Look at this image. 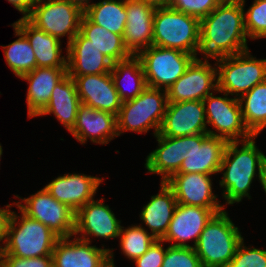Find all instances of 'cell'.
<instances>
[{
    "instance_id": "1",
    "label": "cell",
    "mask_w": 266,
    "mask_h": 267,
    "mask_svg": "<svg viewBox=\"0 0 266 267\" xmlns=\"http://www.w3.org/2000/svg\"><path fill=\"white\" fill-rule=\"evenodd\" d=\"M245 0H223L200 20L199 54L217 59L249 50L244 26Z\"/></svg>"
},
{
    "instance_id": "2",
    "label": "cell",
    "mask_w": 266,
    "mask_h": 267,
    "mask_svg": "<svg viewBox=\"0 0 266 267\" xmlns=\"http://www.w3.org/2000/svg\"><path fill=\"white\" fill-rule=\"evenodd\" d=\"M256 137L226 144L219 171L223 174L219 185L226 206L242 202L246 197L251 199V184L255 176L260 179L266 167V155L256 146Z\"/></svg>"
},
{
    "instance_id": "3",
    "label": "cell",
    "mask_w": 266,
    "mask_h": 267,
    "mask_svg": "<svg viewBox=\"0 0 266 267\" xmlns=\"http://www.w3.org/2000/svg\"><path fill=\"white\" fill-rule=\"evenodd\" d=\"M224 209L207 222L194 249L203 267H227L244 239Z\"/></svg>"
},
{
    "instance_id": "4",
    "label": "cell",
    "mask_w": 266,
    "mask_h": 267,
    "mask_svg": "<svg viewBox=\"0 0 266 267\" xmlns=\"http://www.w3.org/2000/svg\"><path fill=\"white\" fill-rule=\"evenodd\" d=\"M200 20L168 7H158L153 19V46L199 56ZM198 55V56H197Z\"/></svg>"
},
{
    "instance_id": "5",
    "label": "cell",
    "mask_w": 266,
    "mask_h": 267,
    "mask_svg": "<svg viewBox=\"0 0 266 267\" xmlns=\"http://www.w3.org/2000/svg\"><path fill=\"white\" fill-rule=\"evenodd\" d=\"M12 212L7 239L0 255L36 258L52 255L59 237L46 225L24 214Z\"/></svg>"
},
{
    "instance_id": "6",
    "label": "cell",
    "mask_w": 266,
    "mask_h": 267,
    "mask_svg": "<svg viewBox=\"0 0 266 267\" xmlns=\"http://www.w3.org/2000/svg\"><path fill=\"white\" fill-rule=\"evenodd\" d=\"M168 104L167 90L146 87L135 99L122 102L117 115V132L147 133L156 136L162 126Z\"/></svg>"
},
{
    "instance_id": "7",
    "label": "cell",
    "mask_w": 266,
    "mask_h": 267,
    "mask_svg": "<svg viewBox=\"0 0 266 267\" xmlns=\"http://www.w3.org/2000/svg\"><path fill=\"white\" fill-rule=\"evenodd\" d=\"M215 60L217 90L235 98L266 81V59H257L249 50Z\"/></svg>"
},
{
    "instance_id": "8",
    "label": "cell",
    "mask_w": 266,
    "mask_h": 267,
    "mask_svg": "<svg viewBox=\"0 0 266 267\" xmlns=\"http://www.w3.org/2000/svg\"><path fill=\"white\" fill-rule=\"evenodd\" d=\"M142 63L146 85L167 90L195 59L192 54L151 45L137 55Z\"/></svg>"
},
{
    "instance_id": "9",
    "label": "cell",
    "mask_w": 266,
    "mask_h": 267,
    "mask_svg": "<svg viewBox=\"0 0 266 267\" xmlns=\"http://www.w3.org/2000/svg\"><path fill=\"white\" fill-rule=\"evenodd\" d=\"M84 11L67 0H36L27 18L38 29L59 40L67 36V45L80 32Z\"/></svg>"
},
{
    "instance_id": "10",
    "label": "cell",
    "mask_w": 266,
    "mask_h": 267,
    "mask_svg": "<svg viewBox=\"0 0 266 267\" xmlns=\"http://www.w3.org/2000/svg\"><path fill=\"white\" fill-rule=\"evenodd\" d=\"M217 92L223 95L217 96L213 92L203 100L207 125L213 128H209L207 134L223 138L227 142L251 138L253 135L244 124L239 99L219 90Z\"/></svg>"
},
{
    "instance_id": "11",
    "label": "cell",
    "mask_w": 266,
    "mask_h": 267,
    "mask_svg": "<svg viewBox=\"0 0 266 267\" xmlns=\"http://www.w3.org/2000/svg\"><path fill=\"white\" fill-rule=\"evenodd\" d=\"M14 197L20 199L16 202V208L46 225L59 238L74 236L75 212L52 197L44 187L27 198Z\"/></svg>"
},
{
    "instance_id": "12",
    "label": "cell",
    "mask_w": 266,
    "mask_h": 267,
    "mask_svg": "<svg viewBox=\"0 0 266 267\" xmlns=\"http://www.w3.org/2000/svg\"><path fill=\"white\" fill-rule=\"evenodd\" d=\"M227 141L209 134L180 137L181 167L177 173L217 175Z\"/></svg>"
},
{
    "instance_id": "13",
    "label": "cell",
    "mask_w": 266,
    "mask_h": 267,
    "mask_svg": "<svg viewBox=\"0 0 266 267\" xmlns=\"http://www.w3.org/2000/svg\"><path fill=\"white\" fill-rule=\"evenodd\" d=\"M217 92V67L209 59L195 58L184 74L167 89L168 102L203 101Z\"/></svg>"
},
{
    "instance_id": "14",
    "label": "cell",
    "mask_w": 266,
    "mask_h": 267,
    "mask_svg": "<svg viewBox=\"0 0 266 267\" xmlns=\"http://www.w3.org/2000/svg\"><path fill=\"white\" fill-rule=\"evenodd\" d=\"M113 250L74 236L59 238L52 252L53 267H116Z\"/></svg>"
},
{
    "instance_id": "15",
    "label": "cell",
    "mask_w": 266,
    "mask_h": 267,
    "mask_svg": "<svg viewBox=\"0 0 266 267\" xmlns=\"http://www.w3.org/2000/svg\"><path fill=\"white\" fill-rule=\"evenodd\" d=\"M105 198L91 200L75 213L74 237L91 242L90 237L101 240L118 238L121 231V220H118ZM78 235V236H77ZM80 236V237H79Z\"/></svg>"
},
{
    "instance_id": "16",
    "label": "cell",
    "mask_w": 266,
    "mask_h": 267,
    "mask_svg": "<svg viewBox=\"0 0 266 267\" xmlns=\"http://www.w3.org/2000/svg\"><path fill=\"white\" fill-rule=\"evenodd\" d=\"M211 176L201 173H175L165 183L173 190L178 204L211 209L215 214L225 209L212 191Z\"/></svg>"
},
{
    "instance_id": "17",
    "label": "cell",
    "mask_w": 266,
    "mask_h": 267,
    "mask_svg": "<svg viewBox=\"0 0 266 267\" xmlns=\"http://www.w3.org/2000/svg\"><path fill=\"white\" fill-rule=\"evenodd\" d=\"M207 130L203 101L168 102L159 134L182 137L207 134Z\"/></svg>"
},
{
    "instance_id": "18",
    "label": "cell",
    "mask_w": 266,
    "mask_h": 267,
    "mask_svg": "<svg viewBox=\"0 0 266 267\" xmlns=\"http://www.w3.org/2000/svg\"><path fill=\"white\" fill-rule=\"evenodd\" d=\"M104 178L83 173H66L57 176L44 188L60 203L66 204L75 213L95 198Z\"/></svg>"
},
{
    "instance_id": "19",
    "label": "cell",
    "mask_w": 266,
    "mask_h": 267,
    "mask_svg": "<svg viewBox=\"0 0 266 267\" xmlns=\"http://www.w3.org/2000/svg\"><path fill=\"white\" fill-rule=\"evenodd\" d=\"M214 214L208 208L177 204L168 231L162 240L172 243L170 246L194 248L201 232ZM188 241L194 244L190 245Z\"/></svg>"
},
{
    "instance_id": "20",
    "label": "cell",
    "mask_w": 266,
    "mask_h": 267,
    "mask_svg": "<svg viewBox=\"0 0 266 267\" xmlns=\"http://www.w3.org/2000/svg\"><path fill=\"white\" fill-rule=\"evenodd\" d=\"M70 133L82 145L87 143L89 139L94 144L107 145L119 136L117 116L81 103L78 108L76 123Z\"/></svg>"
},
{
    "instance_id": "21",
    "label": "cell",
    "mask_w": 266,
    "mask_h": 267,
    "mask_svg": "<svg viewBox=\"0 0 266 267\" xmlns=\"http://www.w3.org/2000/svg\"><path fill=\"white\" fill-rule=\"evenodd\" d=\"M127 20L124 45L131 55H138L153 43V19L156 7L140 0H125Z\"/></svg>"
},
{
    "instance_id": "22",
    "label": "cell",
    "mask_w": 266,
    "mask_h": 267,
    "mask_svg": "<svg viewBox=\"0 0 266 267\" xmlns=\"http://www.w3.org/2000/svg\"><path fill=\"white\" fill-rule=\"evenodd\" d=\"M74 79L81 103L118 115L122 101L109 73L70 76Z\"/></svg>"
},
{
    "instance_id": "23",
    "label": "cell",
    "mask_w": 266,
    "mask_h": 267,
    "mask_svg": "<svg viewBox=\"0 0 266 267\" xmlns=\"http://www.w3.org/2000/svg\"><path fill=\"white\" fill-rule=\"evenodd\" d=\"M113 62L78 32L67 45V73L84 76L111 72Z\"/></svg>"
},
{
    "instance_id": "24",
    "label": "cell",
    "mask_w": 266,
    "mask_h": 267,
    "mask_svg": "<svg viewBox=\"0 0 266 267\" xmlns=\"http://www.w3.org/2000/svg\"><path fill=\"white\" fill-rule=\"evenodd\" d=\"M67 68L36 67L20 77L29 84L26 103L28 118L37 117L47 106L53 88L66 75Z\"/></svg>"
},
{
    "instance_id": "25",
    "label": "cell",
    "mask_w": 266,
    "mask_h": 267,
    "mask_svg": "<svg viewBox=\"0 0 266 267\" xmlns=\"http://www.w3.org/2000/svg\"><path fill=\"white\" fill-rule=\"evenodd\" d=\"M13 24L28 39L35 53L37 67L67 68V45L66 55H63L61 40L38 29L28 19L20 18Z\"/></svg>"
},
{
    "instance_id": "26",
    "label": "cell",
    "mask_w": 266,
    "mask_h": 267,
    "mask_svg": "<svg viewBox=\"0 0 266 267\" xmlns=\"http://www.w3.org/2000/svg\"><path fill=\"white\" fill-rule=\"evenodd\" d=\"M159 190V193L151 196L139 214L142 223L148 227L145 229H149L156 239L165 236L178 204L173 190L165 182H160Z\"/></svg>"
},
{
    "instance_id": "27",
    "label": "cell",
    "mask_w": 266,
    "mask_h": 267,
    "mask_svg": "<svg viewBox=\"0 0 266 267\" xmlns=\"http://www.w3.org/2000/svg\"><path fill=\"white\" fill-rule=\"evenodd\" d=\"M80 104L75 81L67 74L55 85L47 106L38 117L53 114L70 132L76 123Z\"/></svg>"
},
{
    "instance_id": "28",
    "label": "cell",
    "mask_w": 266,
    "mask_h": 267,
    "mask_svg": "<svg viewBox=\"0 0 266 267\" xmlns=\"http://www.w3.org/2000/svg\"><path fill=\"white\" fill-rule=\"evenodd\" d=\"M158 147L145 158L147 173L161 176L160 182L167 181L181 167L180 137L154 136Z\"/></svg>"
},
{
    "instance_id": "29",
    "label": "cell",
    "mask_w": 266,
    "mask_h": 267,
    "mask_svg": "<svg viewBox=\"0 0 266 267\" xmlns=\"http://www.w3.org/2000/svg\"><path fill=\"white\" fill-rule=\"evenodd\" d=\"M110 74L122 102L135 99L147 87L144 69L137 55L113 63Z\"/></svg>"
},
{
    "instance_id": "30",
    "label": "cell",
    "mask_w": 266,
    "mask_h": 267,
    "mask_svg": "<svg viewBox=\"0 0 266 267\" xmlns=\"http://www.w3.org/2000/svg\"><path fill=\"white\" fill-rule=\"evenodd\" d=\"M80 33L113 63L131 56L124 45L122 35L110 32L93 23L85 14H83L80 22Z\"/></svg>"
},
{
    "instance_id": "31",
    "label": "cell",
    "mask_w": 266,
    "mask_h": 267,
    "mask_svg": "<svg viewBox=\"0 0 266 267\" xmlns=\"http://www.w3.org/2000/svg\"><path fill=\"white\" fill-rule=\"evenodd\" d=\"M239 103L246 128L258 136L266 128V81L242 95Z\"/></svg>"
},
{
    "instance_id": "32",
    "label": "cell",
    "mask_w": 266,
    "mask_h": 267,
    "mask_svg": "<svg viewBox=\"0 0 266 267\" xmlns=\"http://www.w3.org/2000/svg\"><path fill=\"white\" fill-rule=\"evenodd\" d=\"M84 14L93 23L123 36L127 20L125 0L93 2L84 10Z\"/></svg>"
},
{
    "instance_id": "33",
    "label": "cell",
    "mask_w": 266,
    "mask_h": 267,
    "mask_svg": "<svg viewBox=\"0 0 266 267\" xmlns=\"http://www.w3.org/2000/svg\"><path fill=\"white\" fill-rule=\"evenodd\" d=\"M14 34L18 39L4 46L1 45L5 61L14 75H22L33 71L37 67L35 53L26 36L12 23Z\"/></svg>"
},
{
    "instance_id": "34",
    "label": "cell",
    "mask_w": 266,
    "mask_h": 267,
    "mask_svg": "<svg viewBox=\"0 0 266 267\" xmlns=\"http://www.w3.org/2000/svg\"><path fill=\"white\" fill-rule=\"evenodd\" d=\"M144 226L131 225L125 228L121 227L120 235L118 237L120 249L127 259L134 261L147 252L149 247L157 239L148 232Z\"/></svg>"
},
{
    "instance_id": "35",
    "label": "cell",
    "mask_w": 266,
    "mask_h": 267,
    "mask_svg": "<svg viewBox=\"0 0 266 267\" xmlns=\"http://www.w3.org/2000/svg\"><path fill=\"white\" fill-rule=\"evenodd\" d=\"M244 26L248 38H266V0H254L247 10L244 8Z\"/></svg>"
},
{
    "instance_id": "36",
    "label": "cell",
    "mask_w": 266,
    "mask_h": 267,
    "mask_svg": "<svg viewBox=\"0 0 266 267\" xmlns=\"http://www.w3.org/2000/svg\"><path fill=\"white\" fill-rule=\"evenodd\" d=\"M161 267H203L192 247L167 246Z\"/></svg>"
},
{
    "instance_id": "37",
    "label": "cell",
    "mask_w": 266,
    "mask_h": 267,
    "mask_svg": "<svg viewBox=\"0 0 266 267\" xmlns=\"http://www.w3.org/2000/svg\"><path fill=\"white\" fill-rule=\"evenodd\" d=\"M227 267H266V250L247 247L243 239Z\"/></svg>"
},
{
    "instance_id": "38",
    "label": "cell",
    "mask_w": 266,
    "mask_h": 267,
    "mask_svg": "<svg viewBox=\"0 0 266 267\" xmlns=\"http://www.w3.org/2000/svg\"><path fill=\"white\" fill-rule=\"evenodd\" d=\"M223 0H172L171 7L201 20L209 15Z\"/></svg>"
},
{
    "instance_id": "39",
    "label": "cell",
    "mask_w": 266,
    "mask_h": 267,
    "mask_svg": "<svg viewBox=\"0 0 266 267\" xmlns=\"http://www.w3.org/2000/svg\"><path fill=\"white\" fill-rule=\"evenodd\" d=\"M163 243L164 241L162 239H157L156 241H154L146 253L133 261V263H135V266L161 267L166 253V248H164Z\"/></svg>"
},
{
    "instance_id": "40",
    "label": "cell",
    "mask_w": 266,
    "mask_h": 267,
    "mask_svg": "<svg viewBox=\"0 0 266 267\" xmlns=\"http://www.w3.org/2000/svg\"><path fill=\"white\" fill-rule=\"evenodd\" d=\"M0 261L6 267H53L52 255L36 258H20L11 255H0Z\"/></svg>"
},
{
    "instance_id": "41",
    "label": "cell",
    "mask_w": 266,
    "mask_h": 267,
    "mask_svg": "<svg viewBox=\"0 0 266 267\" xmlns=\"http://www.w3.org/2000/svg\"><path fill=\"white\" fill-rule=\"evenodd\" d=\"M15 205L16 202L12 204H7L4 208H0V251L3 249L6 239H7V232H8V225L11 219L12 212L10 209Z\"/></svg>"
},
{
    "instance_id": "42",
    "label": "cell",
    "mask_w": 266,
    "mask_h": 267,
    "mask_svg": "<svg viewBox=\"0 0 266 267\" xmlns=\"http://www.w3.org/2000/svg\"><path fill=\"white\" fill-rule=\"evenodd\" d=\"M16 10L23 15L20 18L27 19L32 13L36 0H7Z\"/></svg>"
},
{
    "instance_id": "43",
    "label": "cell",
    "mask_w": 266,
    "mask_h": 267,
    "mask_svg": "<svg viewBox=\"0 0 266 267\" xmlns=\"http://www.w3.org/2000/svg\"><path fill=\"white\" fill-rule=\"evenodd\" d=\"M140 1L146 2L147 4H150L156 8L168 7L172 3V0H140Z\"/></svg>"
},
{
    "instance_id": "44",
    "label": "cell",
    "mask_w": 266,
    "mask_h": 267,
    "mask_svg": "<svg viewBox=\"0 0 266 267\" xmlns=\"http://www.w3.org/2000/svg\"><path fill=\"white\" fill-rule=\"evenodd\" d=\"M73 4L79 6L83 11L91 4L90 0H67Z\"/></svg>"
},
{
    "instance_id": "45",
    "label": "cell",
    "mask_w": 266,
    "mask_h": 267,
    "mask_svg": "<svg viewBox=\"0 0 266 267\" xmlns=\"http://www.w3.org/2000/svg\"><path fill=\"white\" fill-rule=\"evenodd\" d=\"M258 181L261 184L262 189L264 190V192L266 194V167L264 168L262 176L260 177V179Z\"/></svg>"
},
{
    "instance_id": "46",
    "label": "cell",
    "mask_w": 266,
    "mask_h": 267,
    "mask_svg": "<svg viewBox=\"0 0 266 267\" xmlns=\"http://www.w3.org/2000/svg\"><path fill=\"white\" fill-rule=\"evenodd\" d=\"M3 155V149H2V146L0 144V161H1V156Z\"/></svg>"
},
{
    "instance_id": "47",
    "label": "cell",
    "mask_w": 266,
    "mask_h": 267,
    "mask_svg": "<svg viewBox=\"0 0 266 267\" xmlns=\"http://www.w3.org/2000/svg\"><path fill=\"white\" fill-rule=\"evenodd\" d=\"M0 267H6V266L0 261Z\"/></svg>"
}]
</instances>
